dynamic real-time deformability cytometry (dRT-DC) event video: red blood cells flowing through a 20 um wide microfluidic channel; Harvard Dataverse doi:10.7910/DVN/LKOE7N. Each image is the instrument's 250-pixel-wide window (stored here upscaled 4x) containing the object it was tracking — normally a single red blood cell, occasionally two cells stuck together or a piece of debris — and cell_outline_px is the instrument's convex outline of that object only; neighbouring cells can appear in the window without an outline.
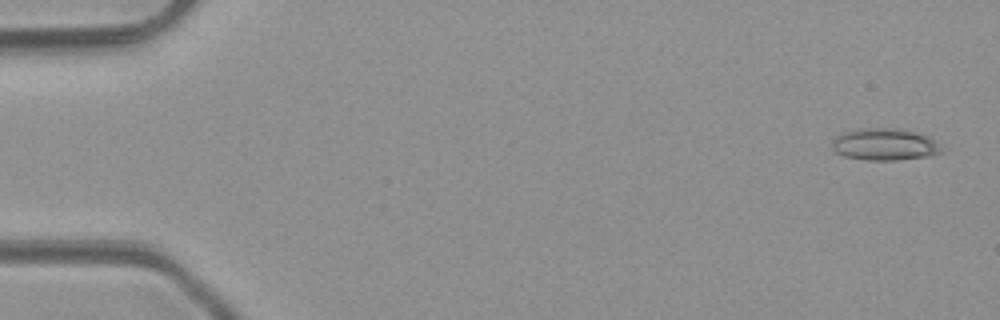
{"species": "common noctule bat (a hibernating species)", "species_latin": "Nyctalus noctula", "temperature_condition": "room temperature", "stored_images_in_passage": 6, "camera_frame_rate_fps": 3000, "um_per_image_px": 0.085, "animal": {"sex": "male", "body_mass_g": 23.1, "forearm_length_mm": 52.7}, "frame": {"image": 1, "passage_image": 1, "time_ms": 0.0, "image_size_px": [1000, 320], "cell_outline_px": [[944, 152], [932, 156], [896, 160], [864, 160], [844, 156], [836, 152], [832, 148], [832, 140], [836, 136], [844, 132], [856, 128], [900, 128], [928, 136]], "centroid_in_image_um": [75.16, 12.27], "position_along_channel_um": 9.8, "area_um2": 20.46}}
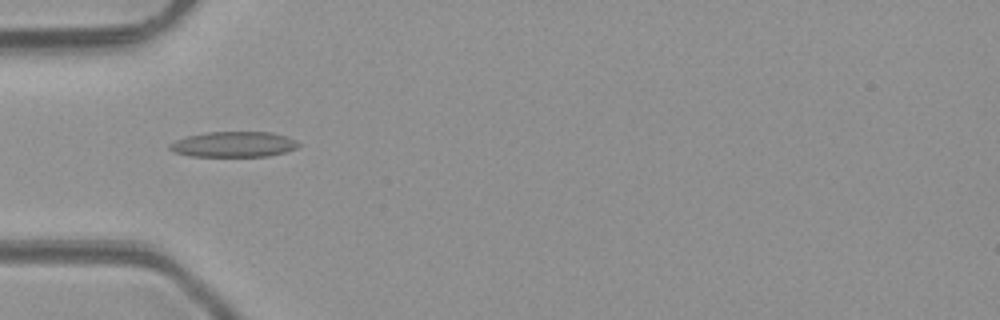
{"frame": {"image": 2, "passage_image": 5, "time_ms": 4.667, "image_size_px": [1000, 320], "cell_outline_px": [[300, 144], [296, 148], [284, 152], [268, 156], [192, 156], [172, 152], [168, 148], [168, 144], [176, 140], [188, 136], [208, 132], [272, 132], [288, 136], [296, 140]], "centroid_in_image_um": [19.86, 12.26], "position_along_channel_um": 65.1, "area_um2": 19.13}}
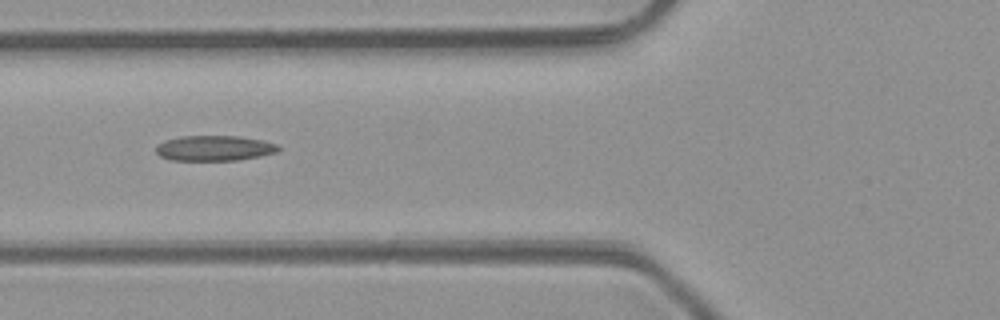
{"frame": {"image": 3, "passage_image": 6, "time_ms": 5.667, "image_size_px": [1000, 320], "cell_outline_px": [[280, 148], [276, 152], [260, 156], [236, 160], [172, 160], [160, 156], [156, 152], [156, 148], [164, 140], [180, 136], [236, 136], [264, 140], [276, 144]], "centroid_in_image_um": [18.22, 12.59], "position_along_channel_um": 107.6, "area_um2": 17.92}}